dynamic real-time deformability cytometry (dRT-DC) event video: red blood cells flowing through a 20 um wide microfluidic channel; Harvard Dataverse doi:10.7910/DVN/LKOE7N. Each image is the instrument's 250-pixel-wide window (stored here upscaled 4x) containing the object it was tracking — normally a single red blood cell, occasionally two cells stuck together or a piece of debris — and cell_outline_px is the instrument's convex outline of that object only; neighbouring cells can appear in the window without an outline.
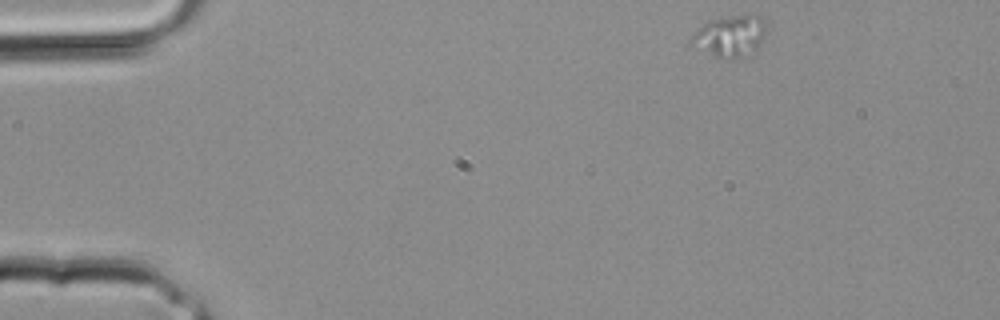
{"species": "common noctule bat (a hibernating species)", "species_latin": "Nyctalus noctula", "temperature_condition": "room temperature", "stored_images_in_passage": 30, "camera_frame_rate_fps": 3000, "um_per_image_px": 0.085, "animal": {"sex": "male", "body_mass_g": 20.4}, "frame": {"image": 1, "passage_image": 1, "time_ms": 0.0, "image_size_px": [1000, 320], "cell_outline_px": [[764, 36], [760, 44], [748, 56], [732, 60], [716, 56], [692, 44], [688, 40], [708, 20], [732, 16], [760, 16], [764, 20]], "centroid_in_image_um": [62.07, 3.09], "position_along_channel_um": 22.9, "area_um2": 17.57}}